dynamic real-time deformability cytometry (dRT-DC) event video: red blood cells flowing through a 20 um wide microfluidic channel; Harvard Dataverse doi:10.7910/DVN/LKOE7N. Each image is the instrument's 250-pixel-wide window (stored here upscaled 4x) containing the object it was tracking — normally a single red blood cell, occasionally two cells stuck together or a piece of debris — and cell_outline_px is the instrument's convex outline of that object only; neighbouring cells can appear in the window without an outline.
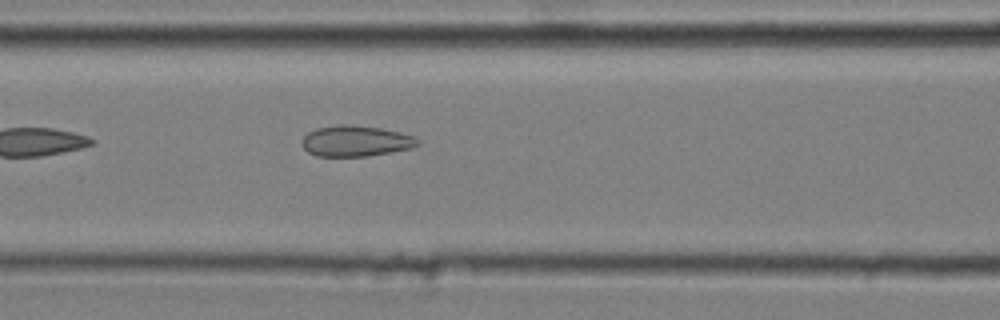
{"species": "common noctule bat (a hibernating species)", "species_latin": "Nyctalus noctula", "temperature_condition": "cold", "stored_images_in_passage": 7, "camera_frame_rate_fps": 3000, "um_per_image_px": 0.085, "animal": {"sex": "male", "body_mass_g": 20.4}, "frame": {"image": 1, "passage_image": 7, "time_ms": 2.0, "image_size_px": [1000, 320], "cell_outline_px": [[420, 144], [412, 148], [392, 152], [368, 156], [316, 156], [308, 152], [300, 144], [300, 140], [308, 132], [316, 128], [340, 124], [352, 124], [380, 128], [400, 132], [416, 136], [420, 140]], "centroid_in_image_um": [30.24, 11.98], "position_along_channel_um": 136.4, "area_um2": 21.15}}